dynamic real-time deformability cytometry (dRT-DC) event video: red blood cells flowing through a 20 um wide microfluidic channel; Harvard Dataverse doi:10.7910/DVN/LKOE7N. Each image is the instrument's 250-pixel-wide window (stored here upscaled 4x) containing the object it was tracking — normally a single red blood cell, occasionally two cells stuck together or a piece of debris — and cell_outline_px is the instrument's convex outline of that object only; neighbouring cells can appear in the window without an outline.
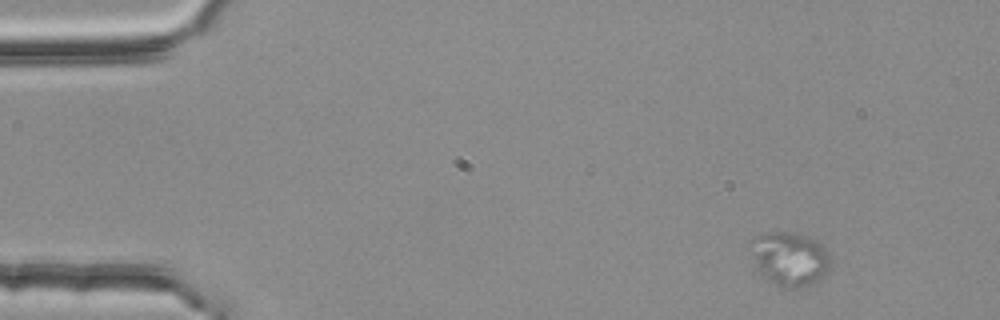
{"species": "common noctule bat (a hibernating species)", "species_latin": "Nyctalus noctula", "temperature_condition": "room temperature", "stored_images_in_passage": 3, "camera_frame_rate_fps": 3000, "um_per_image_px": 0.085, "animal": {"sex": "female", "body_mass_g": 25.1}, "frame": {"image": 1, "passage_image": 1, "time_ms": 0.0, "image_size_px": [1000, 320], "cell_outline_px": [[832, 264], [820, 276], [808, 284], [800, 288], [780, 288], [768, 280], [756, 268], [752, 240], [756, 236], [768, 232], [788, 232], [804, 236], [816, 240], [828, 252]], "centroid_in_image_um": [67.13, 22.0], "position_along_channel_um": 17.9, "area_um2": 24.39}}
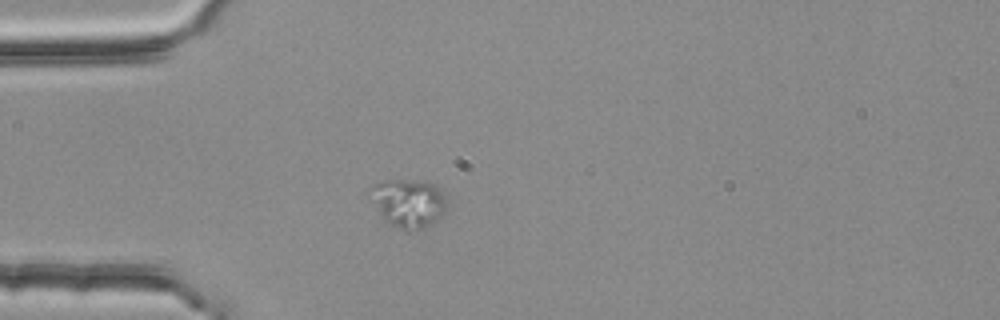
{"frame": {"image": 2, "passage_image": 3, "time_ms": 0.667, "image_size_px": [1000, 320], "cell_outline_px": [[448, 208], [432, 224], [424, 228], [400, 228], [388, 224], [380, 216], [368, 200], [368, 188], [372, 184], [384, 180], [428, 180], [436, 184], [440, 188], [444, 196]], "centroid_in_image_um": [34.65, 17.21], "position_along_channel_um": 50.3, "area_um2": 22.25}}